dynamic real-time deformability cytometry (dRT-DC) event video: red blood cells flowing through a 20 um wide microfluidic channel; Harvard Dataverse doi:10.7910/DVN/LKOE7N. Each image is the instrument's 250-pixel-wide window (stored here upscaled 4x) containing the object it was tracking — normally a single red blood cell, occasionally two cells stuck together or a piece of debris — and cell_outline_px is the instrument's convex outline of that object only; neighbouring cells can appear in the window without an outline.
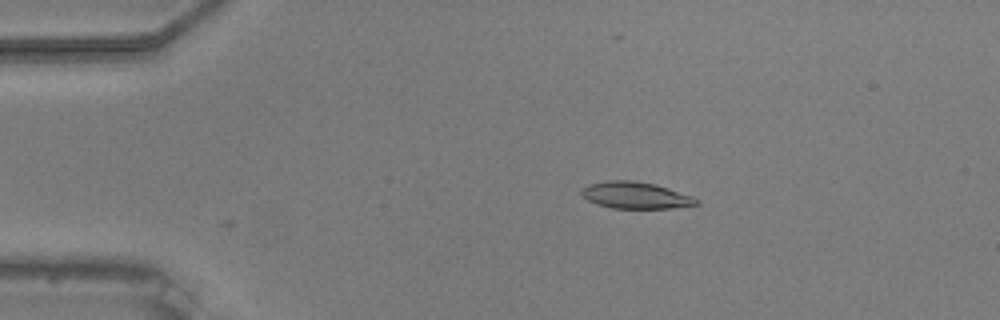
{"species": "common noctule bat (a hibernating species)", "species_latin": "Nyctalus noctula", "temperature_condition": "warm", "stored_images_in_passage": 11, "camera_frame_rate_fps": 3000, "um_per_image_px": 0.085, "animal": {"sex": "male", "body_mass_g": 20.5, "forearm_length_mm": 52.5}, "frame": {"image": 1, "passage_image": 11, "time_ms": 3.333, "image_size_px": [1000, 320], "cell_outline_px": [[700, 204], [672, 208], [612, 208], [596, 204], [588, 200], [580, 192], [580, 188], [588, 184], [608, 180], [632, 180], [656, 184], [692, 196], [700, 200]], "centroid_in_image_um": [54.01, 16.59], "position_along_channel_um": 31.0, "area_um2": 17.98}}